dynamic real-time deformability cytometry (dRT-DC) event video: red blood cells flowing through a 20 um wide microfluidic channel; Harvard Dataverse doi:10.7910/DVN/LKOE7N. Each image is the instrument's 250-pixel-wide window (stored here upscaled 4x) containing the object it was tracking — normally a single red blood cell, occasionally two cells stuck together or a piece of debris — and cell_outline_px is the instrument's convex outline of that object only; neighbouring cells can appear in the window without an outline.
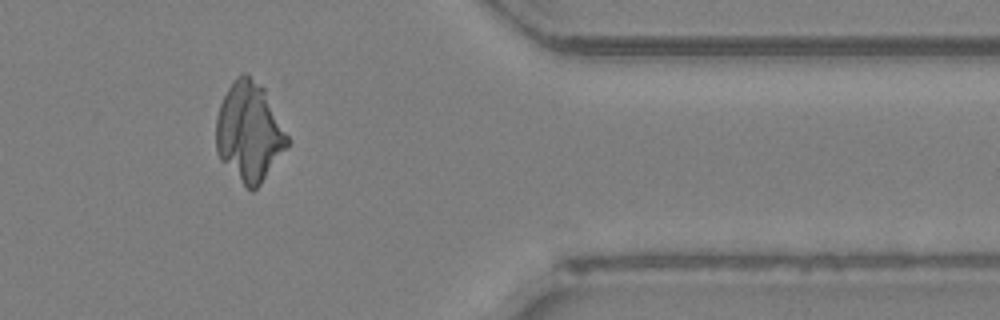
{"species": "Egyptian fruit bat (a non-hibernating species)", "species_latin": "Rousettus aegyptiacus", "temperature_condition": "room temperature", "stored_images_in_passage": 37, "camera_frame_rate_fps": 3000, "um_per_image_px": 0.085, "animal": {"sex": "female"}, "frame": {"image": 1, "passage_image": 29, "time_ms": 9.333, "image_size_px": [1000, 320], "cell_outline_px": [[288, 144], [260, 184], [252, 192], [220, 160], [216, 152], [216, 120], [220, 104], [228, 88], [236, 76], [244, 72], [264, 88], [288, 136]], "centroid_in_image_um": [21.15, 11.19], "position_along_channel_um": 390.2, "area_um2": 40.46}}
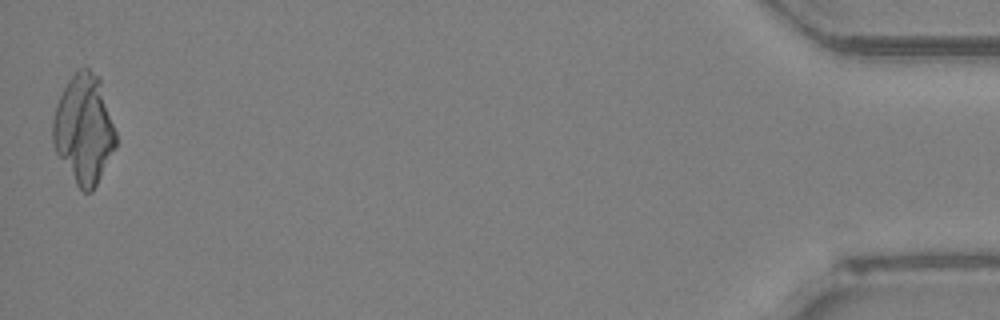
{"frame": {"image": 2, "passage_image": 37, "time_ms": 12.0, "image_size_px": [1000, 320], "cell_outline_px": [[116, 148], [92, 192], [84, 192], [76, 184], [56, 152], [52, 144], [52, 120], [56, 104], [68, 80], [76, 68], [84, 64], [100, 76], [116, 132]], "centroid_in_image_um": [7.13, 10.91], "position_along_channel_um": 428.1, "area_um2": 40.58}}